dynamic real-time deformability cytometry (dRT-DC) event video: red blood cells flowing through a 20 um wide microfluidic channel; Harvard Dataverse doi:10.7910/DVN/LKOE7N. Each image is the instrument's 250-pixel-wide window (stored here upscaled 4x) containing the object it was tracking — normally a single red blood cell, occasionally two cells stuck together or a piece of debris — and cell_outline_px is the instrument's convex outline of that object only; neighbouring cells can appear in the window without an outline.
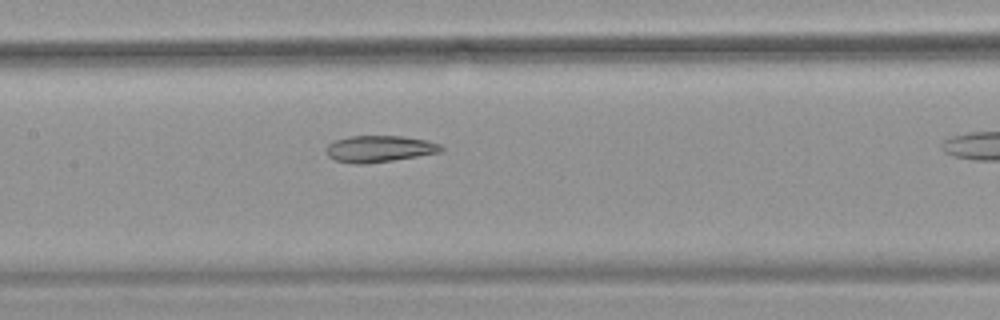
{"species": "common noctule bat (a hibernating species)", "species_latin": "Nyctalus noctula", "temperature_condition": "warm", "stored_images_in_passage": 30, "camera_frame_rate_fps": 3000, "um_per_image_px": 0.085, "animal": {"sex": "female", "body_mass_g": 18.4}, "frame": {"image": 1, "passage_image": 13, "time_ms": 4.0, "image_size_px": [1000, 320], "cell_outline_px": [[444, 152], [392, 160], [364, 164], [356, 164], [336, 160], [328, 156], [324, 152], [324, 148], [328, 144], [336, 140], [348, 136], [404, 136], [428, 140], [440, 144], [444, 148]], "centroid_in_image_um": [32.26, 12.64], "position_along_channel_um": 175.1, "area_um2": 17.98}}
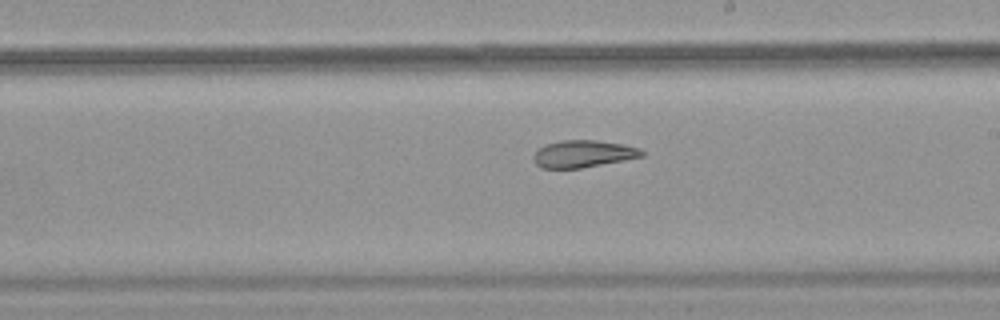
{"frame": {"image": 2, "passage_image": 18, "time_ms": 5.667, "image_size_px": [1000, 320], "cell_outline_px": [[644, 156], [624, 160], [580, 168], [540, 168], [532, 160], [532, 156], [544, 144], [564, 140], [596, 140], [624, 144], [640, 148], [644, 152]], "centroid_in_image_um": [49.56, 13.07], "position_along_channel_um": 239.4, "area_um2": 17.17}}